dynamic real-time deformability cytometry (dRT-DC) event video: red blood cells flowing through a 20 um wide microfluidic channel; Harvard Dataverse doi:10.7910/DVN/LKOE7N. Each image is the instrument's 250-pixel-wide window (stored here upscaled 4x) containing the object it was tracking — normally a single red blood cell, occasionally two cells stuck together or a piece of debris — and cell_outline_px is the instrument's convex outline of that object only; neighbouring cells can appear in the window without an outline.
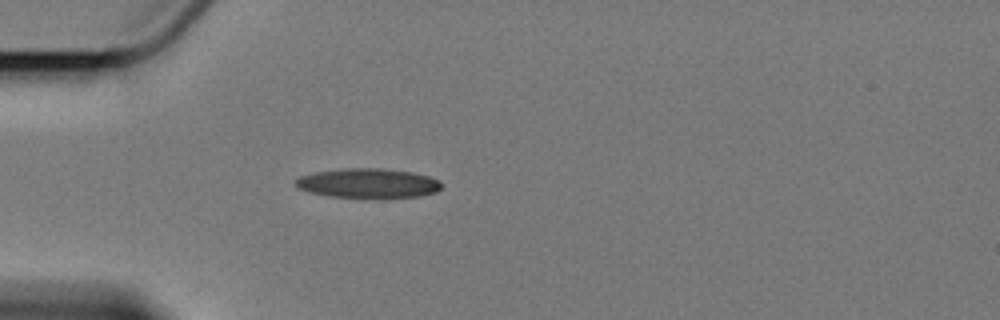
{"species": "Egyptian fruit bat (a non-hibernating species)", "species_latin": "Rousettus aegyptiacus", "temperature_condition": "cold", "stored_images_in_passage": 5, "camera_frame_rate_fps": 3000, "um_per_image_px": 0.085, "animal": {"sex": "female"}, "frame": {"image": 1, "passage_image": 4, "time_ms": 5.0, "image_size_px": [1000, 320], "cell_outline_px": [[440, 188], [436, 192], [420, 196], [384, 200], [328, 196], [308, 192], [296, 188], [292, 184], [292, 180], [300, 176], [316, 172], [344, 168], [380, 168], [412, 172], [428, 176], [440, 180]], "centroid_in_image_um": [31.24, 15.61], "position_along_channel_um": 53.8, "area_um2": 26.07}}